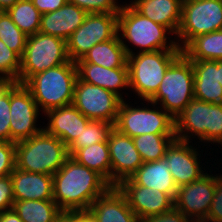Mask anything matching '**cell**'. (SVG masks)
<instances>
[{
	"label": "cell",
	"instance_id": "obj_1",
	"mask_svg": "<svg viewBox=\"0 0 222 222\" xmlns=\"http://www.w3.org/2000/svg\"><path fill=\"white\" fill-rule=\"evenodd\" d=\"M111 187L99 173L69 157L53 175V200L64 213L89 210Z\"/></svg>",
	"mask_w": 222,
	"mask_h": 222
},
{
	"label": "cell",
	"instance_id": "obj_2",
	"mask_svg": "<svg viewBox=\"0 0 222 222\" xmlns=\"http://www.w3.org/2000/svg\"><path fill=\"white\" fill-rule=\"evenodd\" d=\"M78 78L74 61L49 68L30 77L23 85L44 113L72 104Z\"/></svg>",
	"mask_w": 222,
	"mask_h": 222
},
{
	"label": "cell",
	"instance_id": "obj_3",
	"mask_svg": "<svg viewBox=\"0 0 222 222\" xmlns=\"http://www.w3.org/2000/svg\"><path fill=\"white\" fill-rule=\"evenodd\" d=\"M69 157L68 147L44 129L15 143V168L25 172L54 175Z\"/></svg>",
	"mask_w": 222,
	"mask_h": 222
},
{
	"label": "cell",
	"instance_id": "obj_4",
	"mask_svg": "<svg viewBox=\"0 0 222 222\" xmlns=\"http://www.w3.org/2000/svg\"><path fill=\"white\" fill-rule=\"evenodd\" d=\"M194 71L191 60L182 52L167 68L156 94L147 102L158 101L174 119L194 99Z\"/></svg>",
	"mask_w": 222,
	"mask_h": 222
},
{
	"label": "cell",
	"instance_id": "obj_5",
	"mask_svg": "<svg viewBox=\"0 0 222 222\" xmlns=\"http://www.w3.org/2000/svg\"><path fill=\"white\" fill-rule=\"evenodd\" d=\"M182 50H159L128 55L129 88L145 101L158 91L164 74Z\"/></svg>",
	"mask_w": 222,
	"mask_h": 222
},
{
	"label": "cell",
	"instance_id": "obj_6",
	"mask_svg": "<svg viewBox=\"0 0 222 222\" xmlns=\"http://www.w3.org/2000/svg\"><path fill=\"white\" fill-rule=\"evenodd\" d=\"M121 31L124 38L143 48L139 52L182 50L178 42L166 43V31L171 33L167 27L142 16L130 4L122 5L118 13V32Z\"/></svg>",
	"mask_w": 222,
	"mask_h": 222
},
{
	"label": "cell",
	"instance_id": "obj_7",
	"mask_svg": "<svg viewBox=\"0 0 222 222\" xmlns=\"http://www.w3.org/2000/svg\"><path fill=\"white\" fill-rule=\"evenodd\" d=\"M69 60L65 40L41 32L28 36L20 58L18 83L24 84L33 75Z\"/></svg>",
	"mask_w": 222,
	"mask_h": 222
},
{
	"label": "cell",
	"instance_id": "obj_8",
	"mask_svg": "<svg viewBox=\"0 0 222 222\" xmlns=\"http://www.w3.org/2000/svg\"><path fill=\"white\" fill-rule=\"evenodd\" d=\"M222 30V0H187L182 2L177 36L182 50L197 36Z\"/></svg>",
	"mask_w": 222,
	"mask_h": 222
},
{
	"label": "cell",
	"instance_id": "obj_9",
	"mask_svg": "<svg viewBox=\"0 0 222 222\" xmlns=\"http://www.w3.org/2000/svg\"><path fill=\"white\" fill-rule=\"evenodd\" d=\"M113 128L131 138L142 134H175V119L164 109L133 108L123 100Z\"/></svg>",
	"mask_w": 222,
	"mask_h": 222
},
{
	"label": "cell",
	"instance_id": "obj_10",
	"mask_svg": "<svg viewBox=\"0 0 222 222\" xmlns=\"http://www.w3.org/2000/svg\"><path fill=\"white\" fill-rule=\"evenodd\" d=\"M118 34V14H87L80 27L66 41L67 54L76 62L96 44L113 39Z\"/></svg>",
	"mask_w": 222,
	"mask_h": 222
},
{
	"label": "cell",
	"instance_id": "obj_11",
	"mask_svg": "<svg viewBox=\"0 0 222 222\" xmlns=\"http://www.w3.org/2000/svg\"><path fill=\"white\" fill-rule=\"evenodd\" d=\"M122 99L97 85L77 78L72 104L89 120L115 124Z\"/></svg>",
	"mask_w": 222,
	"mask_h": 222
},
{
	"label": "cell",
	"instance_id": "obj_12",
	"mask_svg": "<svg viewBox=\"0 0 222 222\" xmlns=\"http://www.w3.org/2000/svg\"><path fill=\"white\" fill-rule=\"evenodd\" d=\"M39 107L30 91L20 83L10 90V142L29 139L43 129L36 127Z\"/></svg>",
	"mask_w": 222,
	"mask_h": 222
},
{
	"label": "cell",
	"instance_id": "obj_13",
	"mask_svg": "<svg viewBox=\"0 0 222 222\" xmlns=\"http://www.w3.org/2000/svg\"><path fill=\"white\" fill-rule=\"evenodd\" d=\"M218 177L205 173L199 179L179 187L174 199V207L192 222L206 220L215 195Z\"/></svg>",
	"mask_w": 222,
	"mask_h": 222
},
{
	"label": "cell",
	"instance_id": "obj_14",
	"mask_svg": "<svg viewBox=\"0 0 222 222\" xmlns=\"http://www.w3.org/2000/svg\"><path fill=\"white\" fill-rule=\"evenodd\" d=\"M111 161V186H117L122 180L131 177L143 164L136 150L133 138L113 128L107 138Z\"/></svg>",
	"mask_w": 222,
	"mask_h": 222
},
{
	"label": "cell",
	"instance_id": "obj_15",
	"mask_svg": "<svg viewBox=\"0 0 222 222\" xmlns=\"http://www.w3.org/2000/svg\"><path fill=\"white\" fill-rule=\"evenodd\" d=\"M116 187L126 197L129 207L140 220L162 214L174 207V199L169 194L134 185L128 179L122 180Z\"/></svg>",
	"mask_w": 222,
	"mask_h": 222
},
{
	"label": "cell",
	"instance_id": "obj_16",
	"mask_svg": "<svg viewBox=\"0 0 222 222\" xmlns=\"http://www.w3.org/2000/svg\"><path fill=\"white\" fill-rule=\"evenodd\" d=\"M198 155L196 149L186 141L174 139L167 147L164 159L178 188L204 175Z\"/></svg>",
	"mask_w": 222,
	"mask_h": 222
},
{
	"label": "cell",
	"instance_id": "obj_17",
	"mask_svg": "<svg viewBox=\"0 0 222 222\" xmlns=\"http://www.w3.org/2000/svg\"><path fill=\"white\" fill-rule=\"evenodd\" d=\"M45 115H48L50 120L44 130L59 138L67 147L74 142L89 122V119L73 104L51 109Z\"/></svg>",
	"mask_w": 222,
	"mask_h": 222
},
{
	"label": "cell",
	"instance_id": "obj_18",
	"mask_svg": "<svg viewBox=\"0 0 222 222\" xmlns=\"http://www.w3.org/2000/svg\"><path fill=\"white\" fill-rule=\"evenodd\" d=\"M87 14L77 5L67 2L54 12L42 14L39 32L67 41L83 23Z\"/></svg>",
	"mask_w": 222,
	"mask_h": 222
},
{
	"label": "cell",
	"instance_id": "obj_19",
	"mask_svg": "<svg viewBox=\"0 0 222 222\" xmlns=\"http://www.w3.org/2000/svg\"><path fill=\"white\" fill-rule=\"evenodd\" d=\"M14 201L53 200V175L25 172L14 168L10 175Z\"/></svg>",
	"mask_w": 222,
	"mask_h": 222
},
{
	"label": "cell",
	"instance_id": "obj_20",
	"mask_svg": "<svg viewBox=\"0 0 222 222\" xmlns=\"http://www.w3.org/2000/svg\"><path fill=\"white\" fill-rule=\"evenodd\" d=\"M89 210L98 222H140L116 186L96 198Z\"/></svg>",
	"mask_w": 222,
	"mask_h": 222
},
{
	"label": "cell",
	"instance_id": "obj_21",
	"mask_svg": "<svg viewBox=\"0 0 222 222\" xmlns=\"http://www.w3.org/2000/svg\"><path fill=\"white\" fill-rule=\"evenodd\" d=\"M207 126L208 103L194 98L175 118L176 139L190 142V136L187 135L189 132L199 140L207 141Z\"/></svg>",
	"mask_w": 222,
	"mask_h": 222
},
{
	"label": "cell",
	"instance_id": "obj_22",
	"mask_svg": "<svg viewBox=\"0 0 222 222\" xmlns=\"http://www.w3.org/2000/svg\"><path fill=\"white\" fill-rule=\"evenodd\" d=\"M194 71V98L207 103H222L219 61H191Z\"/></svg>",
	"mask_w": 222,
	"mask_h": 222
},
{
	"label": "cell",
	"instance_id": "obj_23",
	"mask_svg": "<svg viewBox=\"0 0 222 222\" xmlns=\"http://www.w3.org/2000/svg\"><path fill=\"white\" fill-rule=\"evenodd\" d=\"M130 5L142 16L178 32L181 22L182 0H135Z\"/></svg>",
	"mask_w": 222,
	"mask_h": 222
},
{
	"label": "cell",
	"instance_id": "obj_24",
	"mask_svg": "<svg viewBox=\"0 0 222 222\" xmlns=\"http://www.w3.org/2000/svg\"><path fill=\"white\" fill-rule=\"evenodd\" d=\"M78 78L86 83L100 86L119 96V88L129 87L128 68H105L92 63H76Z\"/></svg>",
	"mask_w": 222,
	"mask_h": 222
},
{
	"label": "cell",
	"instance_id": "obj_25",
	"mask_svg": "<svg viewBox=\"0 0 222 222\" xmlns=\"http://www.w3.org/2000/svg\"><path fill=\"white\" fill-rule=\"evenodd\" d=\"M128 180L134 185L152 188L169 194L173 199L177 194L178 187L164 158L152 162H143Z\"/></svg>",
	"mask_w": 222,
	"mask_h": 222
},
{
	"label": "cell",
	"instance_id": "obj_26",
	"mask_svg": "<svg viewBox=\"0 0 222 222\" xmlns=\"http://www.w3.org/2000/svg\"><path fill=\"white\" fill-rule=\"evenodd\" d=\"M119 35L118 33L113 39L96 44L75 63H92L105 68H128V55L133 52Z\"/></svg>",
	"mask_w": 222,
	"mask_h": 222
},
{
	"label": "cell",
	"instance_id": "obj_27",
	"mask_svg": "<svg viewBox=\"0 0 222 222\" xmlns=\"http://www.w3.org/2000/svg\"><path fill=\"white\" fill-rule=\"evenodd\" d=\"M77 163L99 173L111 185V161L108 142L77 149L71 156Z\"/></svg>",
	"mask_w": 222,
	"mask_h": 222
},
{
	"label": "cell",
	"instance_id": "obj_28",
	"mask_svg": "<svg viewBox=\"0 0 222 222\" xmlns=\"http://www.w3.org/2000/svg\"><path fill=\"white\" fill-rule=\"evenodd\" d=\"M13 209L23 222H55L64 214L54 200L14 201Z\"/></svg>",
	"mask_w": 222,
	"mask_h": 222
},
{
	"label": "cell",
	"instance_id": "obj_29",
	"mask_svg": "<svg viewBox=\"0 0 222 222\" xmlns=\"http://www.w3.org/2000/svg\"><path fill=\"white\" fill-rule=\"evenodd\" d=\"M182 52L191 61L222 60V30L195 37Z\"/></svg>",
	"mask_w": 222,
	"mask_h": 222
},
{
	"label": "cell",
	"instance_id": "obj_30",
	"mask_svg": "<svg viewBox=\"0 0 222 222\" xmlns=\"http://www.w3.org/2000/svg\"><path fill=\"white\" fill-rule=\"evenodd\" d=\"M176 139L175 134H142L133 138L134 146L143 162H152L164 158L165 151Z\"/></svg>",
	"mask_w": 222,
	"mask_h": 222
},
{
	"label": "cell",
	"instance_id": "obj_31",
	"mask_svg": "<svg viewBox=\"0 0 222 222\" xmlns=\"http://www.w3.org/2000/svg\"><path fill=\"white\" fill-rule=\"evenodd\" d=\"M13 23L28 37L39 32L42 14L32 0H19L7 10Z\"/></svg>",
	"mask_w": 222,
	"mask_h": 222
},
{
	"label": "cell",
	"instance_id": "obj_32",
	"mask_svg": "<svg viewBox=\"0 0 222 222\" xmlns=\"http://www.w3.org/2000/svg\"><path fill=\"white\" fill-rule=\"evenodd\" d=\"M113 124L101 120H89L80 135L68 147L69 156L77 149L88 147L99 142H107Z\"/></svg>",
	"mask_w": 222,
	"mask_h": 222
},
{
	"label": "cell",
	"instance_id": "obj_33",
	"mask_svg": "<svg viewBox=\"0 0 222 222\" xmlns=\"http://www.w3.org/2000/svg\"><path fill=\"white\" fill-rule=\"evenodd\" d=\"M0 40L20 58L23 56L27 36L13 23L7 11H0Z\"/></svg>",
	"mask_w": 222,
	"mask_h": 222
},
{
	"label": "cell",
	"instance_id": "obj_34",
	"mask_svg": "<svg viewBox=\"0 0 222 222\" xmlns=\"http://www.w3.org/2000/svg\"><path fill=\"white\" fill-rule=\"evenodd\" d=\"M17 83L13 77L0 76V141L10 142V90Z\"/></svg>",
	"mask_w": 222,
	"mask_h": 222
},
{
	"label": "cell",
	"instance_id": "obj_35",
	"mask_svg": "<svg viewBox=\"0 0 222 222\" xmlns=\"http://www.w3.org/2000/svg\"><path fill=\"white\" fill-rule=\"evenodd\" d=\"M207 141L222 145V103H208Z\"/></svg>",
	"mask_w": 222,
	"mask_h": 222
},
{
	"label": "cell",
	"instance_id": "obj_36",
	"mask_svg": "<svg viewBox=\"0 0 222 222\" xmlns=\"http://www.w3.org/2000/svg\"><path fill=\"white\" fill-rule=\"evenodd\" d=\"M20 73V57L0 40V74L17 80Z\"/></svg>",
	"mask_w": 222,
	"mask_h": 222
},
{
	"label": "cell",
	"instance_id": "obj_37",
	"mask_svg": "<svg viewBox=\"0 0 222 222\" xmlns=\"http://www.w3.org/2000/svg\"><path fill=\"white\" fill-rule=\"evenodd\" d=\"M116 0H67L68 3L77 5L81 9L90 13H111L118 14L121 10L115 2Z\"/></svg>",
	"mask_w": 222,
	"mask_h": 222
},
{
	"label": "cell",
	"instance_id": "obj_38",
	"mask_svg": "<svg viewBox=\"0 0 222 222\" xmlns=\"http://www.w3.org/2000/svg\"><path fill=\"white\" fill-rule=\"evenodd\" d=\"M15 168V143L0 141V178L11 175Z\"/></svg>",
	"mask_w": 222,
	"mask_h": 222
},
{
	"label": "cell",
	"instance_id": "obj_39",
	"mask_svg": "<svg viewBox=\"0 0 222 222\" xmlns=\"http://www.w3.org/2000/svg\"><path fill=\"white\" fill-rule=\"evenodd\" d=\"M13 183L10 175L0 178V212L13 208Z\"/></svg>",
	"mask_w": 222,
	"mask_h": 222
},
{
	"label": "cell",
	"instance_id": "obj_40",
	"mask_svg": "<svg viewBox=\"0 0 222 222\" xmlns=\"http://www.w3.org/2000/svg\"><path fill=\"white\" fill-rule=\"evenodd\" d=\"M206 220L222 222V176L216 179L215 195Z\"/></svg>",
	"mask_w": 222,
	"mask_h": 222
},
{
	"label": "cell",
	"instance_id": "obj_41",
	"mask_svg": "<svg viewBox=\"0 0 222 222\" xmlns=\"http://www.w3.org/2000/svg\"><path fill=\"white\" fill-rule=\"evenodd\" d=\"M140 222H192L181 211L173 207L171 210L159 215L145 217Z\"/></svg>",
	"mask_w": 222,
	"mask_h": 222
},
{
	"label": "cell",
	"instance_id": "obj_42",
	"mask_svg": "<svg viewBox=\"0 0 222 222\" xmlns=\"http://www.w3.org/2000/svg\"><path fill=\"white\" fill-rule=\"evenodd\" d=\"M41 14L54 12L67 3V0H32Z\"/></svg>",
	"mask_w": 222,
	"mask_h": 222
},
{
	"label": "cell",
	"instance_id": "obj_43",
	"mask_svg": "<svg viewBox=\"0 0 222 222\" xmlns=\"http://www.w3.org/2000/svg\"><path fill=\"white\" fill-rule=\"evenodd\" d=\"M69 222H98L90 210H72L64 213Z\"/></svg>",
	"mask_w": 222,
	"mask_h": 222
},
{
	"label": "cell",
	"instance_id": "obj_44",
	"mask_svg": "<svg viewBox=\"0 0 222 222\" xmlns=\"http://www.w3.org/2000/svg\"><path fill=\"white\" fill-rule=\"evenodd\" d=\"M0 222H23V220L18 216V214L12 208L0 212Z\"/></svg>",
	"mask_w": 222,
	"mask_h": 222
},
{
	"label": "cell",
	"instance_id": "obj_45",
	"mask_svg": "<svg viewBox=\"0 0 222 222\" xmlns=\"http://www.w3.org/2000/svg\"><path fill=\"white\" fill-rule=\"evenodd\" d=\"M19 0H0V11H7Z\"/></svg>",
	"mask_w": 222,
	"mask_h": 222
},
{
	"label": "cell",
	"instance_id": "obj_46",
	"mask_svg": "<svg viewBox=\"0 0 222 222\" xmlns=\"http://www.w3.org/2000/svg\"><path fill=\"white\" fill-rule=\"evenodd\" d=\"M219 83L222 86V60L219 61Z\"/></svg>",
	"mask_w": 222,
	"mask_h": 222
},
{
	"label": "cell",
	"instance_id": "obj_47",
	"mask_svg": "<svg viewBox=\"0 0 222 222\" xmlns=\"http://www.w3.org/2000/svg\"><path fill=\"white\" fill-rule=\"evenodd\" d=\"M55 222H69L68 217L63 214L59 219H57Z\"/></svg>",
	"mask_w": 222,
	"mask_h": 222
}]
</instances>
